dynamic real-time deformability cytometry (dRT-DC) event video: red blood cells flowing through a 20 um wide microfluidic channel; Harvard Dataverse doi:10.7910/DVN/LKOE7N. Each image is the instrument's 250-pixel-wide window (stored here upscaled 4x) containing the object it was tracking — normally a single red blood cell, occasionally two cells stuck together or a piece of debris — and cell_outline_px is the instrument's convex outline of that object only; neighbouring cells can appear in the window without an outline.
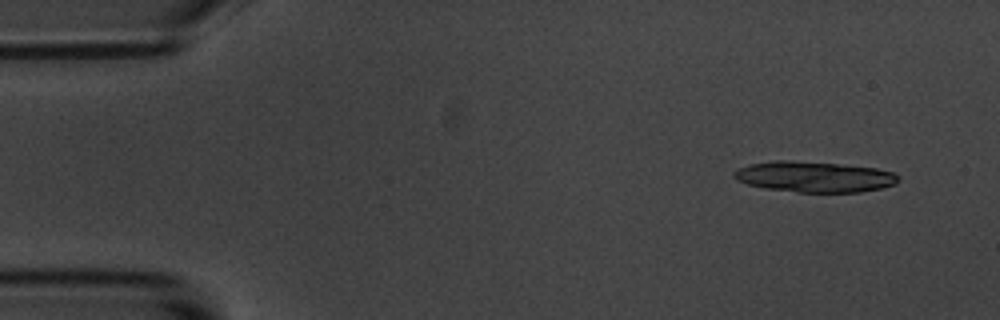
{"species": "common noctule bat (a hibernating species)", "species_latin": "Nyctalus noctula", "temperature_condition": "room temperature", "stored_images_in_passage": 4, "camera_frame_rate_fps": 3000, "um_per_image_px": 0.085, "animal": {"sex": "male", "body_mass_g": 20.1, "forearm_length_mm": 53.5}, "frame": {"image": 1, "passage_image": 1, "time_ms": 0.0, "image_size_px": [1000, 320], "cell_outline_px": [[900, 180], [896, 184], [880, 188], [860, 192], [796, 192], [764, 188], [748, 184], [736, 180], [732, 176], [732, 172], [748, 164], [772, 160], [788, 160], [840, 164], [876, 168], [892, 172], [900, 176]], "centroid_in_image_um": [69.2, 15.02], "position_along_channel_um": 15.8, "area_um2": 29.59}}